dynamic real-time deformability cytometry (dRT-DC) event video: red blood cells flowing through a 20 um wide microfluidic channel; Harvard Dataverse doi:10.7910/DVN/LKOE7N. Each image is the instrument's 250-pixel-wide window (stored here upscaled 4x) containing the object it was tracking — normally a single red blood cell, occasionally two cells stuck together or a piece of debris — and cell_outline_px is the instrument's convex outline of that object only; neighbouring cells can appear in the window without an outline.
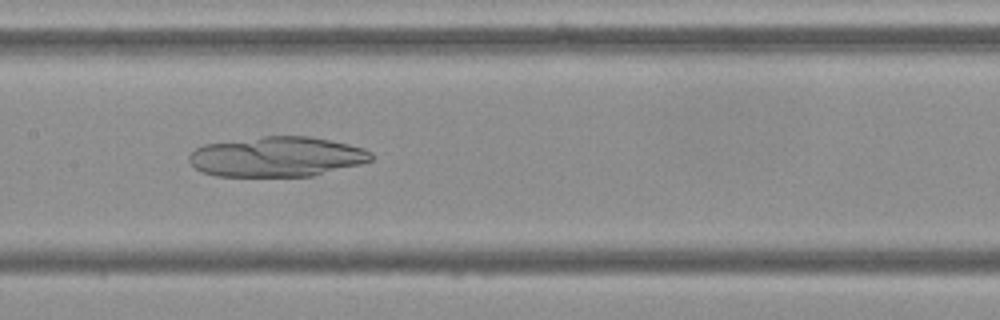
{"species": "Egyptian fruit bat (a non-hibernating species)", "species_latin": "Rousettus aegyptiacus", "temperature_condition": "cold", "stored_images_in_passage": 54, "camera_frame_rate_fps": 3000, "um_per_image_px": 0.085, "frame": {"image": 1, "passage_image": 26, "time_ms": 8.333, "image_size_px": [1000, 320], "cell_outline_px": [[372, 160], [360, 164], [312, 176], [216, 176], [200, 172], [188, 160], [188, 156], [196, 148], [204, 144], [264, 136], [308, 136], [348, 144], [364, 148], [372, 152]], "centroid_in_image_um": [23.51, 13.32], "position_along_channel_um": 183.9, "area_um2": 42.43}}
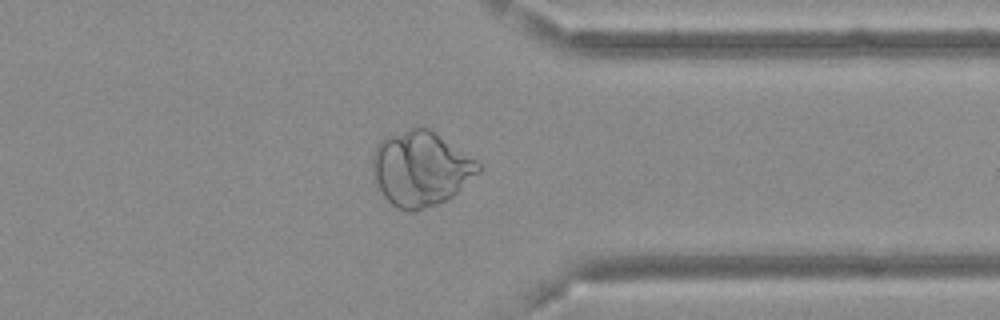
{"frame": {"image": 2, "passage_image": 42, "time_ms": 13.667, "image_size_px": [1000, 320], "cell_outline_px": [[480, 172], [452, 196], [436, 204], [412, 212], [408, 212], [396, 208], [384, 196], [372, 176], [372, 156], [376, 144], [384, 136], [416, 124], [420, 124], [436, 132], [476, 160], [480, 164]], "centroid_in_image_um": [35.72, 14.29], "position_along_channel_um": 375.7, "area_um2": 46.64}}
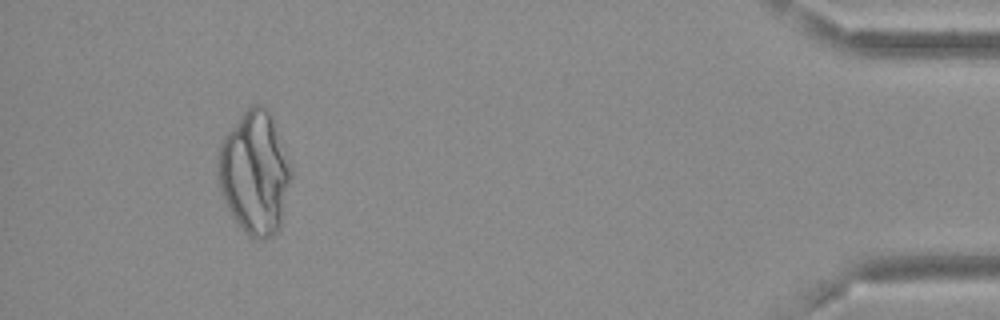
{"frame": {"image": 3, "passage_image": 50, "time_ms": 16.333, "image_size_px": [1000, 320], "cell_outline_px": [[292, 176], [280, 228], [272, 236], [264, 240], [256, 240], [248, 236], [244, 232], [232, 216], [220, 192], [216, 176], [216, 160], [220, 144], [224, 136], [244, 112], [252, 104], [260, 104], [268, 108], [292, 164]], "centroid_in_image_um": [21.65, 14.71], "position_along_channel_um": 413.6, "area_um2": 53.18}}